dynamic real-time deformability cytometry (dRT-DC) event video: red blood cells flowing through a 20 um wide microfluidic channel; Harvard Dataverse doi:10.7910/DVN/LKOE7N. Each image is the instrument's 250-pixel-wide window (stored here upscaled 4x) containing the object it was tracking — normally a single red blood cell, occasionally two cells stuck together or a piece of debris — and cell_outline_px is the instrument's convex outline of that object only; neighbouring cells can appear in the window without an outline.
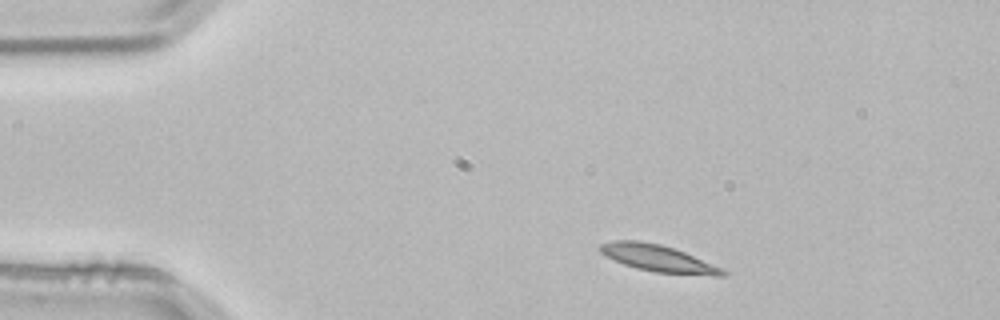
{"species": "common noctule bat (a hibernating species)", "species_latin": "Nyctalus noctula", "temperature_condition": "room temperature", "stored_images_in_passage": 2, "camera_frame_rate_fps": 3000, "um_per_image_px": 0.085, "animal": {"sex": "male", "body_mass_g": 21.5, "forearm_length_mm": 52.0}, "frame": {"image": 1, "passage_image": 1, "time_ms": 0.0, "image_size_px": [1000, 320], "cell_outline_px": [[728, 272], [724, 276], [712, 276], [656, 272], [636, 268], [624, 264], [600, 252], [600, 244], [612, 240], [640, 240], [660, 244], [684, 252], [724, 268]], "centroid_in_image_um": [55.99, 21.96], "position_along_channel_um": 29.0, "area_um2": 19.07}}